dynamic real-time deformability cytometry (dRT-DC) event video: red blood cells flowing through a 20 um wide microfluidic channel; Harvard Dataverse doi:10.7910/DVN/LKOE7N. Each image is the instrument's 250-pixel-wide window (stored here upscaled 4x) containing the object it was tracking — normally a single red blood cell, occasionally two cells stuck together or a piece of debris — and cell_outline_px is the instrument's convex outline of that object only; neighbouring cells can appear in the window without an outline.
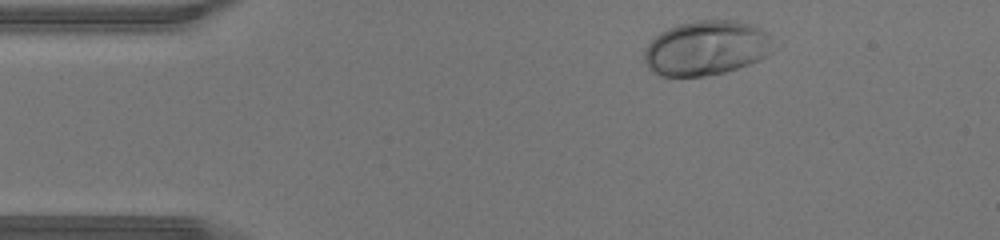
{"species": "human", "species_latin": "Homo sapiens", "temperature_condition": "warm", "stored_images_in_passage": 40, "camera_frame_rate_fps": 3000, "um_per_image_px": 0.085, "donor": {"sex": "male"}, "frame": {"image": 1, "passage_image": 2, "time_ms": 0.333, "image_size_px": [1000, 240], "cell_outline_px": [[772, 52], [760, 60], [724, 72], [704, 76], [660, 76], [652, 72], [648, 68], [644, 60], [644, 52], [648, 44], [660, 32], [676, 24], [696, 20], [732, 20], [756, 24], [768, 32]], "centroid_in_image_um": [60.03, 4.07], "position_along_channel_um": 25.0, "area_um2": 41.27}}
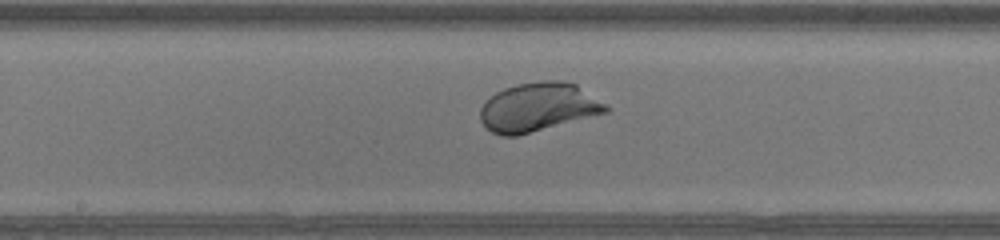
{"frame": {"image": 2, "passage_image": 18, "time_ms": 5.667, "image_size_px": [1000, 240], "cell_outline_px": [[612, 108], [608, 112], [516, 136], [500, 136], [492, 132], [480, 120], [480, 108], [496, 92], [504, 88], [516, 84], [540, 80], [560, 80], [576, 84]], "centroid_in_image_um": [45.76, 9.1], "position_along_channel_um": 202.4, "area_um2": 35.55}}
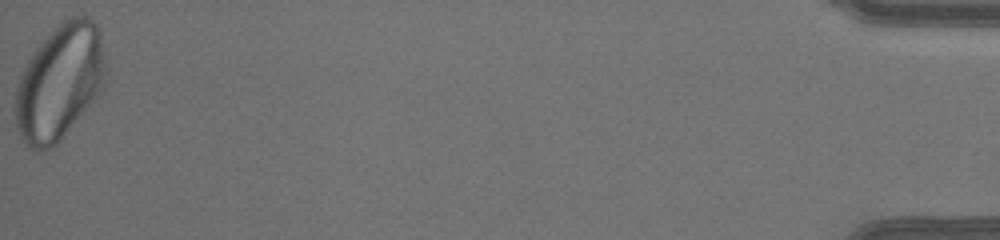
{"frame": {"image": 3, "passage_image": 40, "time_ms": 13.0, "image_size_px": [1000, 240], "cell_outline_px": [[108, 84], [100, 96], [60, 140], [52, 148], [32, 148], [20, 136], [16, 124], [16, 88], [20, 76], [28, 60], [36, 48], [60, 20], [72, 16], [88, 16], [96, 24], [100, 32], [108, 72]], "centroid_in_image_um": [5.15, 6.94], "position_along_channel_um": 430.0, "area_um2": 61.38}}